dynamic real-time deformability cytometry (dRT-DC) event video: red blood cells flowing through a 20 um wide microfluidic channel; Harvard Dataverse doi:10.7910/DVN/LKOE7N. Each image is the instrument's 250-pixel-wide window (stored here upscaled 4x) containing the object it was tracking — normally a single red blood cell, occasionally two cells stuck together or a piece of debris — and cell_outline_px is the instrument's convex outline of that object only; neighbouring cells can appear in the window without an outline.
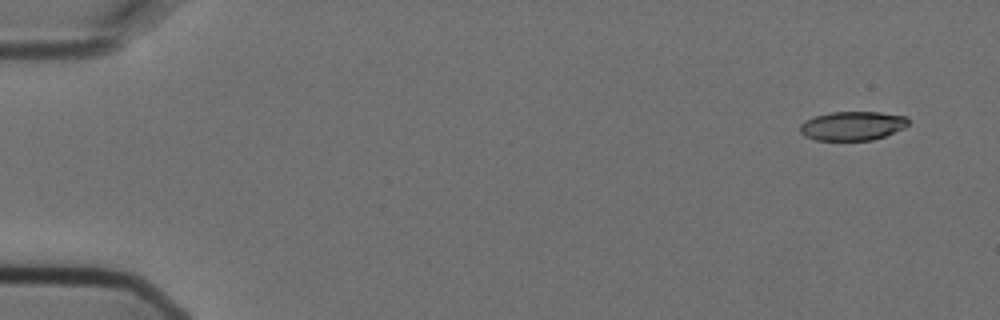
{"species": "Egyptian fruit bat (a non-hibernating species)", "species_latin": "Rousettus aegyptiacus", "temperature_condition": "cold", "stored_images_in_passage": 8, "camera_frame_rate_fps": 3000, "um_per_image_px": 0.085, "animal": {"sex": "female"}, "frame": {"image": 1, "passage_image": 2, "time_ms": 0.333, "image_size_px": [1000, 320], "cell_outline_px": [[908, 124], [904, 128], [884, 136], [872, 140], [816, 140], [804, 136], [800, 132], [800, 124], [804, 120], [812, 116], [832, 112], [880, 112], [908, 116]], "centroid_in_image_um": [72.44, 10.69], "position_along_channel_um": 12.6, "area_um2": 18.44}}
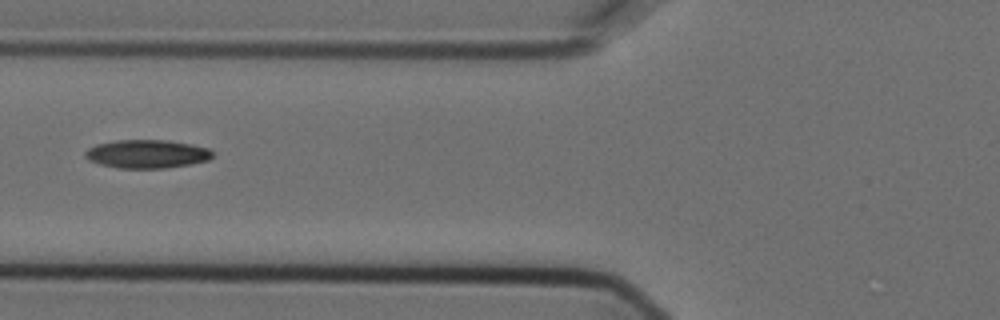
{"frame": {"image": 2, "passage_image": 7, "time_ms": 2.0, "image_size_px": [1000, 320], "cell_outline_px": [[212, 156], [208, 160], [192, 164], [164, 168], [116, 168], [100, 164], [88, 160], [84, 156], [84, 152], [88, 148], [96, 144], [116, 140], [168, 140], [192, 144], [208, 148], [212, 152]], "centroid_in_image_um": [12.46, 13.08], "position_along_channel_um": 113.3, "area_um2": 21.21}}
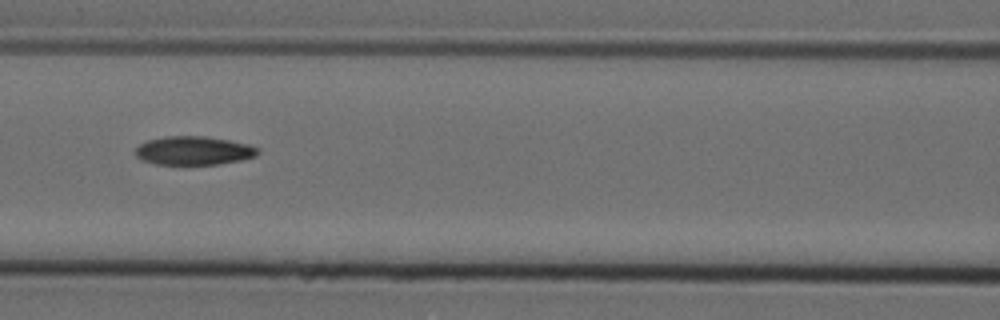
{"frame": {"image": 3, "passage_image": 8, "time_ms": 2.333, "image_size_px": [1000, 320], "cell_outline_px": [[260, 152], [256, 156], [240, 160], [220, 164], [156, 164], [140, 160], [136, 156], [136, 148], [140, 144], [148, 140], [164, 136], [204, 136], [228, 140], [248, 144], [260, 148]], "centroid_in_image_um": [16.47, 12.8], "position_along_channel_um": 150.1, "area_um2": 20.46}}